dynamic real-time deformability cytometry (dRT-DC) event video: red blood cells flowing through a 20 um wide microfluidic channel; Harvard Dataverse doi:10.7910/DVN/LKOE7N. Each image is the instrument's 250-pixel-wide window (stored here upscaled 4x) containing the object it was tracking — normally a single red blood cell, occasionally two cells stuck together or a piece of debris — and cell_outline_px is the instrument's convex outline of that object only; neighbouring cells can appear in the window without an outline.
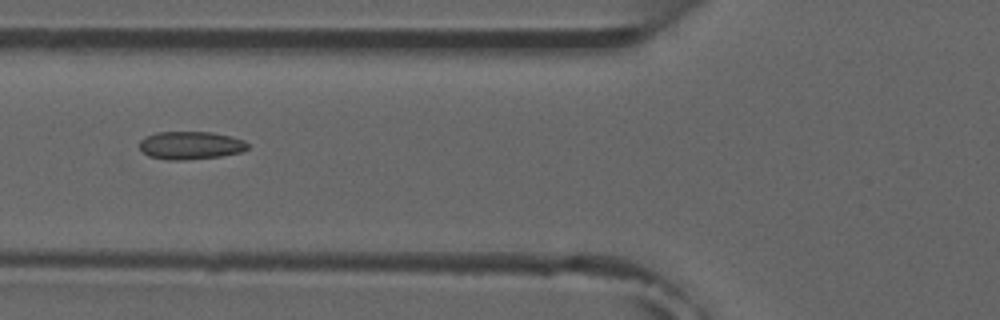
{"species": "common noctule bat (a hibernating species)", "species_latin": "Nyctalus noctula", "temperature_condition": "room temperature", "stored_images_in_passage": 8, "camera_frame_rate_fps": 3000, "um_per_image_px": 0.085, "animal": {"sex": "male", "forearm_length_mm": 52.5}, "frame": {"image": 1, "passage_image": 5, "time_ms": 5.667, "image_size_px": [1000, 320], "cell_outline_px": [[248, 148], [240, 152], [220, 156], [184, 160], [168, 160], [148, 156], [140, 148], [140, 140], [144, 136], [156, 132], [212, 132], [232, 136], [244, 140], [248, 144]], "centroid_in_image_um": [16.18, 12.35], "position_along_channel_um": 109.6, "area_um2": 17.69}}
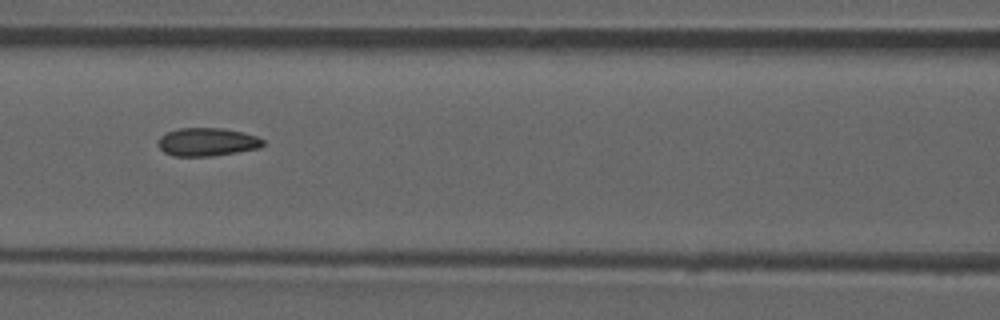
{"frame": {"image": 2, "passage_image": 6, "time_ms": 6.667, "image_size_px": [1000, 320], "cell_outline_px": [[264, 144], [260, 148], [212, 156], [172, 156], [164, 152], [160, 148], [160, 136], [168, 132], [180, 128], [224, 128], [256, 136], [264, 140]], "centroid_in_image_um": [17.62, 12.07], "position_along_channel_um": 149.0, "area_um2": 17.05}}